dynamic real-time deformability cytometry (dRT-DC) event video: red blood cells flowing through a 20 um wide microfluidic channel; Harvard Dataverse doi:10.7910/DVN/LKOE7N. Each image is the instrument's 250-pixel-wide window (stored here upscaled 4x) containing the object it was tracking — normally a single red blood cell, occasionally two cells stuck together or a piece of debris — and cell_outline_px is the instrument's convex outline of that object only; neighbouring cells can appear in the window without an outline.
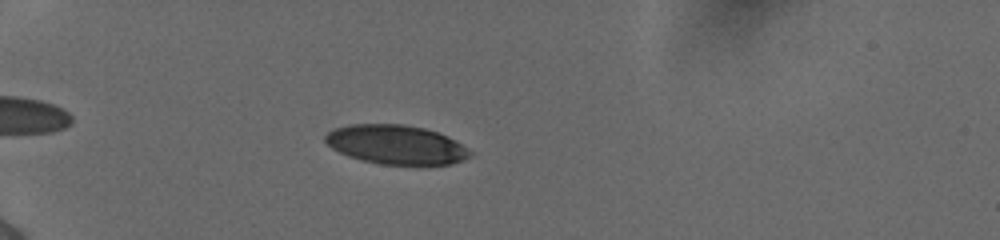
{"species": "human", "species_latin": "Homo sapiens", "temperature_condition": "cold", "stored_images_in_passage": 42, "camera_frame_rate_fps": 3000, "um_per_image_px": 0.085, "donor": {"sex": "female"}, "frame": {"image": 1, "passage_image": 9, "time_ms": 2.667, "image_size_px": [1000, 240], "cell_outline_px": [[472, 156], [464, 160], [448, 164], [380, 164], [348, 156], [332, 148], [324, 140], [324, 136], [332, 128], [348, 124], [404, 124], [424, 128], [448, 136], [472, 152]], "centroid_in_image_um": [33.64, 12.28], "position_along_channel_um": 51.4, "area_um2": 32.89}}
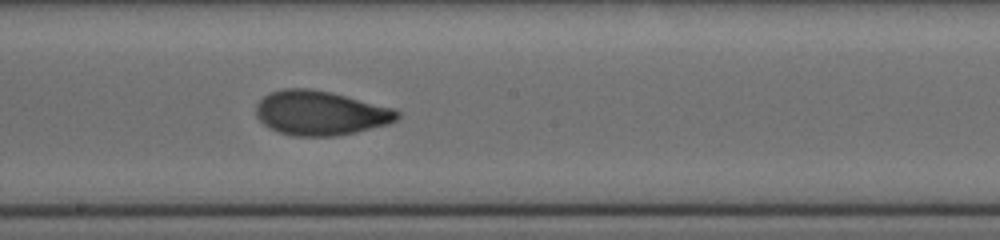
{"frame": {"image": 2, "passage_image": 25, "time_ms": 8.0, "image_size_px": [1000, 240], "cell_outline_px": [[400, 116], [396, 120], [388, 124], [356, 132], [336, 136], [292, 136], [268, 128], [256, 116], [256, 104], [264, 96], [272, 92], [284, 88], [308, 88], [332, 92], [392, 108], [400, 112]], "centroid_in_image_um": [27.22, 9.61], "position_along_channel_um": 221.0, "area_um2": 36.53}}
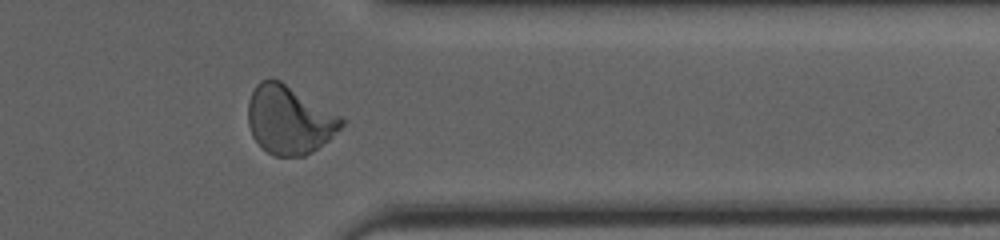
{"frame": {"image": 3, "passage_image": 38, "time_ms": 12.333, "image_size_px": [1000, 240], "cell_outline_px": [[344, 124], [328, 140], [312, 152], [304, 156], [276, 156], [268, 152], [252, 136], [248, 124], [248, 100], [256, 84], [260, 80], [280, 80], [340, 116], [344, 120]], "centroid_in_image_um": [24.56, 10.19], "position_along_channel_um": 386.8, "area_um2": 36.76}, "authors_computed_cell_mechanics": {"area_um2": 35.2291, "velocity_mm_per_s": 3.8828, "shape_relaxation_time_tau1_ms": 4.9962, "shape_relaxation_time_tau2_ms": 1.0311, "deformation_change_tau1": 0.1906, "deformation_change_tau2": 0.0619}}